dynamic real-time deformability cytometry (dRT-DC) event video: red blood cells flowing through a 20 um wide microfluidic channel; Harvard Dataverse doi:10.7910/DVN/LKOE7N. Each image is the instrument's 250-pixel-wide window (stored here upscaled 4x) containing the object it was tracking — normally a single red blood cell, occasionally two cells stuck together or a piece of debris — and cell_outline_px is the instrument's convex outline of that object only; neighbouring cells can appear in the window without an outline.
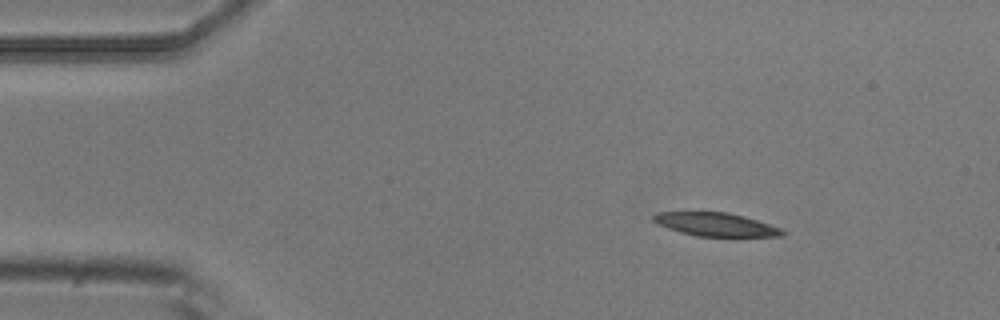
{"species": "common noctule bat (a hibernating species)", "species_latin": "Nyctalus noctula", "temperature_condition": "room temperature", "stored_images_in_passage": 4, "camera_frame_rate_fps": 3000, "um_per_image_px": 0.085, "animal": {"sex": "male", "body_mass_g": 20.5, "forearm_length_mm": 52.5}, "frame": {"image": 1, "passage_image": 2, "time_ms": 0.333, "image_size_px": [1000, 320], "cell_outline_px": [[784, 232], [780, 236], [696, 236], [680, 232], [668, 228], [652, 220], [652, 216], [656, 212], [728, 212], [744, 216], [780, 228]], "centroid_in_image_um": [60.79, 19.07], "position_along_channel_um": 24.2, "area_um2": 17.28}}